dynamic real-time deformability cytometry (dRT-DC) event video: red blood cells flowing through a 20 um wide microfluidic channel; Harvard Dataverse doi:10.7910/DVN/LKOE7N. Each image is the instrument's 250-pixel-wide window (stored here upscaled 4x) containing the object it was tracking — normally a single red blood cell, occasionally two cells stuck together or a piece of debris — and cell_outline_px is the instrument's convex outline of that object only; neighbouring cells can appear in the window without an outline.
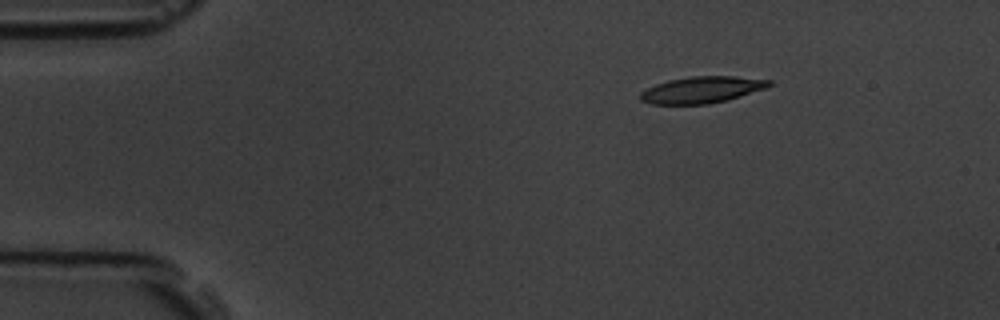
{"species": "common noctule bat (a hibernating species)", "species_latin": "Nyctalus noctula", "temperature_condition": "room temperature", "stored_images_in_passage": 4, "segment_of_instrument_passage": [1, 2], "camera_frame_rate_fps": 3000, "um_per_image_px": 0.085, "animal": {"sex": "male", "body_mass_g": 19.5, "forearm_length_mm": 54.6}, "frame": {"image": 1, "passage_image": 1, "time_ms": 0.0, "image_size_px": [1000, 320], "cell_outline_px": [[772, 84], [764, 88], [728, 100], [708, 104], [652, 104], [640, 100], [640, 92], [656, 84], [668, 80], [692, 76], [736, 76], [772, 80]], "centroid_in_image_um": [59.65, 7.63], "position_along_channel_um": 25.4, "area_um2": 19.83}}